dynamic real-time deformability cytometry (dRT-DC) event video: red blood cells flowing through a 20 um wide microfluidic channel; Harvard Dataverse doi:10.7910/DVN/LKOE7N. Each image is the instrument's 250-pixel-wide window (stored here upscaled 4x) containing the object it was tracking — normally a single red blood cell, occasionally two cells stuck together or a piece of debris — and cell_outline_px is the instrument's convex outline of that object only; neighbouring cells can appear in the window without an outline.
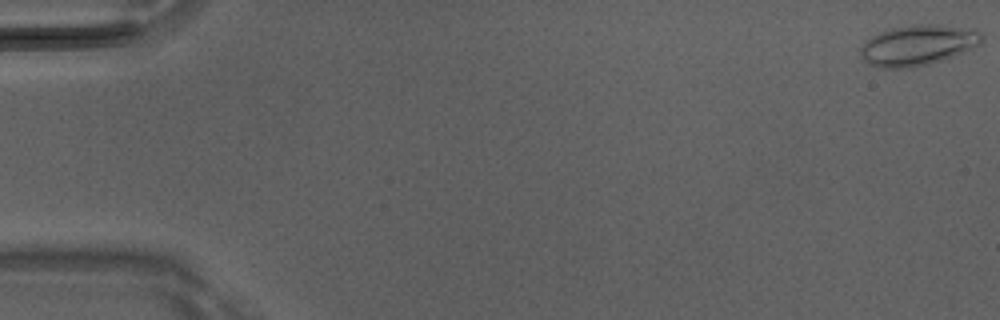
{"species": "Egyptian fruit bat (a non-hibernating species)", "species_latin": "Rousettus aegyptiacus", "temperature_condition": "room temperature", "stored_images_in_passage": 8, "camera_frame_rate_fps": 3000, "um_per_image_px": 0.085, "animal": {"sex": "male"}, "frame": {"image": 1, "passage_image": 1, "time_ms": 0.0, "image_size_px": [1000, 320], "cell_outline_px": [[984, 36], [980, 44], [952, 56], [928, 64], [912, 68], [884, 68], [868, 64], [864, 60], [860, 52], [860, 48], [872, 36], [880, 32], [892, 28], [912, 24], [940, 24], [972, 28], [980, 32]], "centroid_in_image_um": [78.03, 3.82], "position_along_channel_um": 7.0, "area_um2": 28.55}}